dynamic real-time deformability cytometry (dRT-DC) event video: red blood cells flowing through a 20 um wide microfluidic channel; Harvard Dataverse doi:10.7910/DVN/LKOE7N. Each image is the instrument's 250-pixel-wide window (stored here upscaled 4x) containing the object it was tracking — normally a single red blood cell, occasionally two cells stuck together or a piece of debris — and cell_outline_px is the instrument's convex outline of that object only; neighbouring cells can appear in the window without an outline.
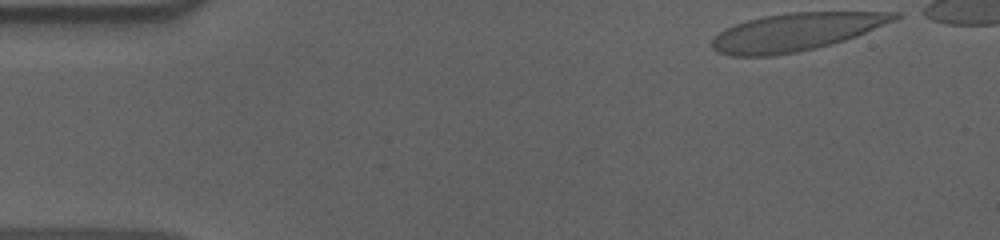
{"species": "human", "species_latin": "Homo sapiens", "temperature_condition": "cold", "stored_images_in_passage": 48, "camera_frame_rate_fps": 3000, "um_per_image_px": 0.085, "donor": {"sex": "male"}, "frame": {"image": 1, "passage_image": 1, "time_ms": 0.0, "image_size_px": [1000, 240], "cell_outline_px": [[900, 16], [892, 20], [856, 36], [832, 44], [816, 48], [776, 56], [728, 56], [716, 52], [712, 48], [712, 40], [720, 32], [736, 24], [748, 20], [764, 16], [788, 12], [900, 12]], "centroid_in_image_um": [67.6, 2.73], "position_along_channel_um": 17.4, "area_um2": 39.71}}
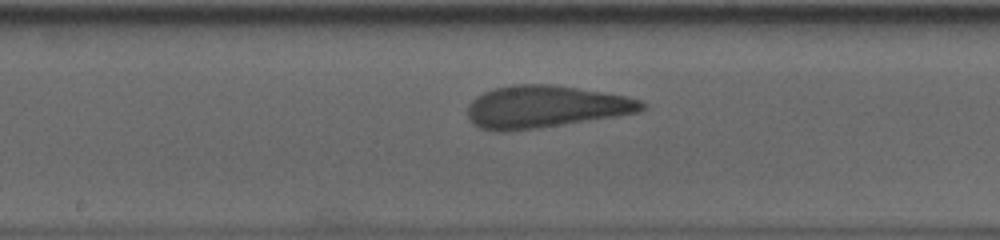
{"frame": {"image": 2, "passage_image": 25, "time_ms": 8.0, "image_size_px": [1000, 240], "cell_outline_px": [[648, 108], [640, 112], [616, 116], [536, 128], [508, 132], [496, 132], [480, 128], [472, 124], [468, 120], [468, 104], [476, 96], [492, 88], [512, 84], [556, 84], [628, 96], [640, 100], [648, 104]], "centroid_in_image_um": [46.34, 9.07], "position_along_channel_um": 201.9, "area_um2": 43.47}}
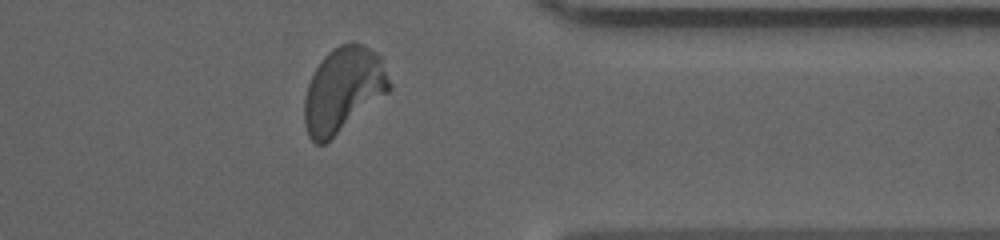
{"frame": {"image": 3, "passage_image": 41, "time_ms": 13.333, "image_size_px": [1000, 240], "cell_outline_px": [[392, 88], [388, 92], [324, 144], [316, 144], [308, 136], [304, 124], [304, 96], [308, 84], [320, 60], [332, 48], [340, 44], [364, 44], [376, 52], [380, 56], [392, 84]], "centroid_in_image_um": [29.16, 7.62], "position_along_channel_um": 382.2, "area_um2": 41.73}, "authors_computed_cell_mechanics": {"area_um2": 42.0784, "velocity_mm_per_s": 3.6023, "shape_relaxation_time_tau1_ms": 7.6846, "shape_relaxation_time_tau2_ms": 0.7146, "deformation_change_tau1": 0.2281, "deformation_change_tau2": 0.066}}